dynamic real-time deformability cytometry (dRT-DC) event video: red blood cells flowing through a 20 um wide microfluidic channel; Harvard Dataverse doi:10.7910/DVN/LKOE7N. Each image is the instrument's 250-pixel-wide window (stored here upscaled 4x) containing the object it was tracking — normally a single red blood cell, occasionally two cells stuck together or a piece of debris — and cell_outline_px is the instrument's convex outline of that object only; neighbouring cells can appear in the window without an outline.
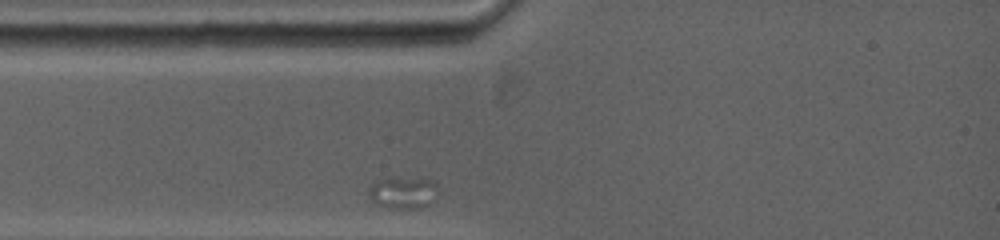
{"species": "common noctule bat (a hibernating species)", "species_latin": "Nyctalus noctula", "temperature_condition": "warm", "stored_images_in_passage": 28, "camera_frame_rate_fps": 5000, "um_per_image_px": 0.085, "animal": {"sex": "female", "body_mass_g": 19.0, "forearm_length_mm": 53.3}, "frame": {"image": 1, "passage_image": 1, "time_ms": 0.0, "image_size_px": [1000, 240], "cell_outline_px": [[436, 200], [420, 208], [388, 208], [372, 200], [368, 192], [368, 188], [372, 184], [380, 180], [420, 176], [432, 180], [436, 184]], "centroid_in_image_um": [34.32, 16.35], "position_along_channel_um": 50.7, "area_um2": 12.89}}
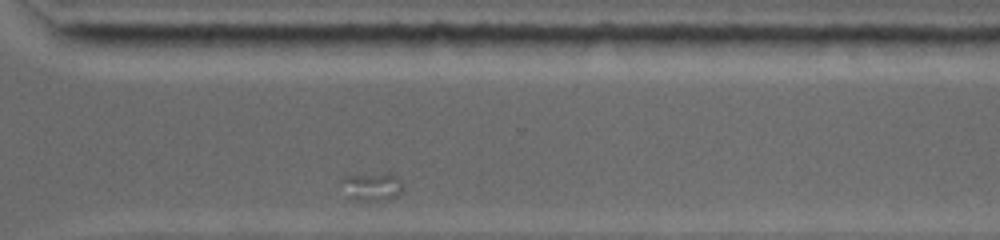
{"frame": {"image": 2, "passage_image": 24, "time_ms": 9.6, "image_size_px": [1000, 240], "cell_outline_px": [[404, 188], [396, 196], [388, 200], [352, 200], [340, 180], [344, 176], [388, 172], [400, 176], [404, 184]], "centroid_in_image_um": [31.71, 15.83], "position_along_channel_um": 338.9, "area_um2": 10.29}}
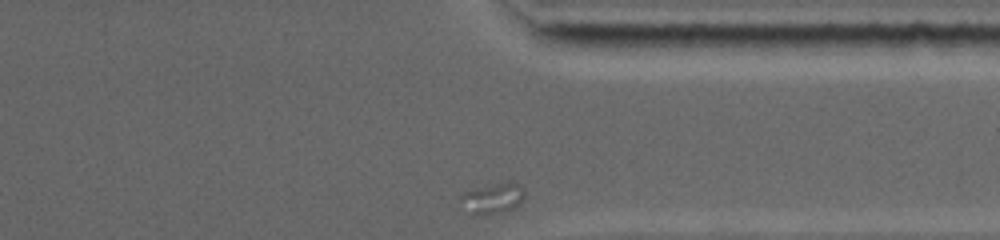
{"frame": {"image": 3, "passage_image": 28, "time_ms": 10.6, "image_size_px": [1000, 240], "cell_outline_px": [[524, 200], [516, 208], [500, 212], [472, 212], [460, 196], [464, 192], [476, 188], [508, 180], [520, 184], [524, 188]], "centroid_in_image_um": [42.05, 16.77], "position_along_channel_um": 369.4, "area_um2": 10.87}}